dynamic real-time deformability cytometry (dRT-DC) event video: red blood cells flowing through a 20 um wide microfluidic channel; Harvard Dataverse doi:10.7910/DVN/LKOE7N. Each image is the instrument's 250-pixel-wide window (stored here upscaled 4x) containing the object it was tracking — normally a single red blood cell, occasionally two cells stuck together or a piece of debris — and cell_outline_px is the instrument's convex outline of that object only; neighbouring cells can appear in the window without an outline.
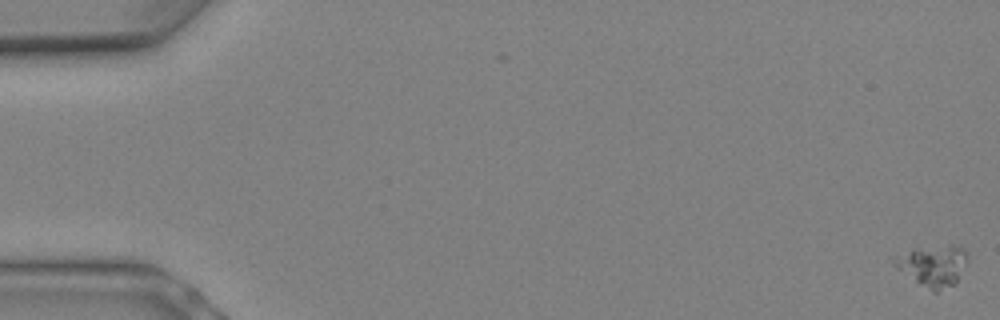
{"species": "Egyptian fruit bat (a non-hibernating species)", "species_latin": "Rousettus aegyptiacus", "temperature_condition": "warm", "stored_images_in_passage": 2, "camera_frame_rate_fps": 3000, "um_per_image_px": 0.085, "animal": {"sex": "female"}, "frame": {"image": 1, "passage_image": 2, "time_ms": 0.333, "image_size_px": [1000, 320], "cell_outline_px": [[968, 256], [956, 284], [936, 292], [932, 292], [892, 264], [892, 260], [912, 248], [952, 244], [960, 244], [968, 252]], "centroid_in_image_um": [79.35, 22.54], "position_along_channel_um": 5.6, "area_um2": 17.57}}